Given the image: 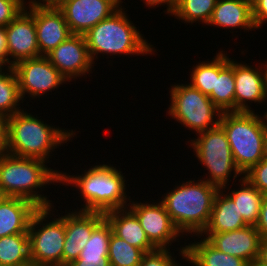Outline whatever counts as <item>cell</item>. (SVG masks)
I'll use <instances>...</instances> for the list:
<instances>
[{"mask_svg":"<svg viewBox=\"0 0 267 266\" xmlns=\"http://www.w3.org/2000/svg\"><path fill=\"white\" fill-rule=\"evenodd\" d=\"M264 115H265V118H266V122H267V112H265V113H264Z\"/></svg>","mask_w":267,"mask_h":266,"instance_id":"681fc988","label":"cell"},{"mask_svg":"<svg viewBox=\"0 0 267 266\" xmlns=\"http://www.w3.org/2000/svg\"><path fill=\"white\" fill-rule=\"evenodd\" d=\"M121 0H67L58 8L72 34L84 35L120 8Z\"/></svg>","mask_w":267,"mask_h":266,"instance_id":"7c38bea8","label":"cell"},{"mask_svg":"<svg viewBox=\"0 0 267 266\" xmlns=\"http://www.w3.org/2000/svg\"><path fill=\"white\" fill-rule=\"evenodd\" d=\"M244 175L261 193H267V158L264 157L256 165L251 167Z\"/></svg>","mask_w":267,"mask_h":266,"instance_id":"1f68e13d","label":"cell"},{"mask_svg":"<svg viewBox=\"0 0 267 266\" xmlns=\"http://www.w3.org/2000/svg\"><path fill=\"white\" fill-rule=\"evenodd\" d=\"M217 250L245 260L247 263L259 257L261 235L254 225L223 233H201Z\"/></svg>","mask_w":267,"mask_h":266,"instance_id":"e0dca14e","label":"cell"},{"mask_svg":"<svg viewBox=\"0 0 267 266\" xmlns=\"http://www.w3.org/2000/svg\"><path fill=\"white\" fill-rule=\"evenodd\" d=\"M219 190L214 198L210 219L202 233H223L247 226L232 199Z\"/></svg>","mask_w":267,"mask_h":266,"instance_id":"cb8c5ba5","label":"cell"},{"mask_svg":"<svg viewBox=\"0 0 267 266\" xmlns=\"http://www.w3.org/2000/svg\"><path fill=\"white\" fill-rule=\"evenodd\" d=\"M46 161L37 158L18 157L8 153L0 156V189L8 197L31 201L38 208L52 207L44 194H38L50 183H60L62 172L48 168ZM36 190V191H35Z\"/></svg>","mask_w":267,"mask_h":266,"instance_id":"6da1fadb","label":"cell"},{"mask_svg":"<svg viewBox=\"0 0 267 266\" xmlns=\"http://www.w3.org/2000/svg\"><path fill=\"white\" fill-rule=\"evenodd\" d=\"M247 266H267V264L262 262L259 258H256L248 262Z\"/></svg>","mask_w":267,"mask_h":266,"instance_id":"7bdbcfd3","label":"cell"},{"mask_svg":"<svg viewBox=\"0 0 267 266\" xmlns=\"http://www.w3.org/2000/svg\"><path fill=\"white\" fill-rule=\"evenodd\" d=\"M169 251L170 249H156L145 253L139 266H180Z\"/></svg>","mask_w":267,"mask_h":266,"instance_id":"d6a6232c","label":"cell"},{"mask_svg":"<svg viewBox=\"0 0 267 266\" xmlns=\"http://www.w3.org/2000/svg\"><path fill=\"white\" fill-rule=\"evenodd\" d=\"M144 254L143 250L131 246L112 232L108 251L110 266H139Z\"/></svg>","mask_w":267,"mask_h":266,"instance_id":"f546056e","label":"cell"},{"mask_svg":"<svg viewBox=\"0 0 267 266\" xmlns=\"http://www.w3.org/2000/svg\"><path fill=\"white\" fill-rule=\"evenodd\" d=\"M220 51L215 58V83L209 95L211 101L222 111H235L234 61Z\"/></svg>","mask_w":267,"mask_h":266,"instance_id":"ffe728a7","label":"cell"},{"mask_svg":"<svg viewBox=\"0 0 267 266\" xmlns=\"http://www.w3.org/2000/svg\"><path fill=\"white\" fill-rule=\"evenodd\" d=\"M144 3L146 4V6L148 7H153L155 5H167V14H171L173 13L174 11V8H175V5H176V0H143Z\"/></svg>","mask_w":267,"mask_h":266,"instance_id":"f35d334b","label":"cell"},{"mask_svg":"<svg viewBox=\"0 0 267 266\" xmlns=\"http://www.w3.org/2000/svg\"><path fill=\"white\" fill-rule=\"evenodd\" d=\"M8 72L0 73V115L11 117L15 113L22 111L20 105V92L17 76L12 67L5 69Z\"/></svg>","mask_w":267,"mask_h":266,"instance_id":"83f0119b","label":"cell"},{"mask_svg":"<svg viewBox=\"0 0 267 266\" xmlns=\"http://www.w3.org/2000/svg\"><path fill=\"white\" fill-rule=\"evenodd\" d=\"M219 190L205 180H189L167 192L161 202L181 234L193 233L199 237L209 222Z\"/></svg>","mask_w":267,"mask_h":266,"instance_id":"7a4b0ae2","label":"cell"},{"mask_svg":"<svg viewBox=\"0 0 267 266\" xmlns=\"http://www.w3.org/2000/svg\"><path fill=\"white\" fill-rule=\"evenodd\" d=\"M26 10L34 17L41 56H46L72 34L64 14L58 7L34 4Z\"/></svg>","mask_w":267,"mask_h":266,"instance_id":"5bb4252c","label":"cell"},{"mask_svg":"<svg viewBox=\"0 0 267 266\" xmlns=\"http://www.w3.org/2000/svg\"><path fill=\"white\" fill-rule=\"evenodd\" d=\"M8 57L12 58L10 67L22 60L40 57L36 37L34 17L23 10L6 27Z\"/></svg>","mask_w":267,"mask_h":266,"instance_id":"2e32d148","label":"cell"},{"mask_svg":"<svg viewBox=\"0 0 267 266\" xmlns=\"http://www.w3.org/2000/svg\"><path fill=\"white\" fill-rule=\"evenodd\" d=\"M217 0H176L172 15L184 23L209 22Z\"/></svg>","mask_w":267,"mask_h":266,"instance_id":"f1b7e54d","label":"cell"},{"mask_svg":"<svg viewBox=\"0 0 267 266\" xmlns=\"http://www.w3.org/2000/svg\"><path fill=\"white\" fill-rule=\"evenodd\" d=\"M124 178L122 172L115 167L99 164L89 168L88 171L85 170L82 176L61 173L60 183L80 189V196H83L81 198L85 202L80 211L105 214L108 211L128 207Z\"/></svg>","mask_w":267,"mask_h":266,"instance_id":"3957f363","label":"cell"},{"mask_svg":"<svg viewBox=\"0 0 267 266\" xmlns=\"http://www.w3.org/2000/svg\"><path fill=\"white\" fill-rule=\"evenodd\" d=\"M263 118L254 111L222 112L219 125L226 133L233 160L242 174L264 158Z\"/></svg>","mask_w":267,"mask_h":266,"instance_id":"8992f818","label":"cell"},{"mask_svg":"<svg viewBox=\"0 0 267 266\" xmlns=\"http://www.w3.org/2000/svg\"><path fill=\"white\" fill-rule=\"evenodd\" d=\"M3 67L6 68V66H4L2 63H0V73L2 72V70H4Z\"/></svg>","mask_w":267,"mask_h":266,"instance_id":"7dc6e473","label":"cell"},{"mask_svg":"<svg viewBox=\"0 0 267 266\" xmlns=\"http://www.w3.org/2000/svg\"><path fill=\"white\" fill-rule=\"evenodd\" d=\"M122 6L110 17L100 21L84 34L90 57L97 59L105 54H152L153 45L144 40L142 34L126 16ZM96 57V58H95Z\"/></svg>","mask_w":267,"mask_h":266,"instance_id":"5b68a950","label":"cell"},{"mask_svg":"<svg viewBox=\"0 0 267 266\" xmlns=\"http://www.w3.org/2000/svg\"><path fill=\"white\" fill-rule=\"evenodd\" d=\"M73 135V130L50 126L23 109L8 117L7 153L47 161L52 151Z\"/></svg>","mask_w":267,"mask_h":266,"instance_id":"277c9868","label":"cell"},{"mask_svg":"<svg viewBox=\"0 0 267 266\" xmlns=\"http://www.w3.org/2000/svg\"><path fill=\"white\" fill-rule=\"evenodd\" d=\"M264 157L267 158V122H266V128L264 133Z\"/></svg>","mask_w":267,"mask_h":266,"instance_id":"ee69618b","label":"cell"},{"mask_svg":"<svg viewBox=\"0 0 267 266\" xmlns=\"http://www.w3.org/2000/svg\"><path fill=\"white\" fill-rule=\"evenodd\" d=\"M255 227L259 231L262 238L267 237V193H264L261 211Z\"/></svg>","mask_w":267,"mask_h":266,"instance_id":"d590c367","label":"cell"},{"mask_svg":"<svg viewBox=\"0 0 267 266\" xmlns=\"http://www.w3.org/2000/svg\"><path fill=\"white\" fill-rule=\"evenodd\" d=\"M128 206L138 218L149 241L157 249H169L173 240L176 241V237H180L181 232L176 228L161 201L158 204H143L129 200Z\"/></svg>","mask_w":267,"mask_h":266,"instance_id":"8fae6325","label":"cell"},{"mask_svg":"<svg viewBox=\"0 0 267 266\" xmlns=\"http://www.w3.org/2000/svg\"><path fill=\"white\" fill-rule=\"evenodd\" d=\"M39 1V2H38ZM67 0H37L36 4L47 7H59ZM43 2V3H41Z\"/></svg>","mask_w":267,"mask_h":266,"instance_id":"60d3db41","label":"cell"},{"mask_svg":"<svg viewBox=\"0 0 267 266\" xmlns=\"http://www.w3.org/2000/svg\"><path fill=\"white\" fill-rule=\"evenodd\" d=\"M12 68L17 76L22 101L26 94L40 98L68 81L46 56L22 60Z\"/></svg>","mask_w":267,"mask_h":266,"instance_id":"30bf717a","label":"cell"},{"mask_svg":"<svg viewBox=\"0 0 267 266\" xmlns=\"http://www.w3.org/2000/svg\"><path fill=\"white\" fill-rule=\"evenodd\" d=\"M247 64L234 61L235 111H253L247 101L263 103L267 100L264 71ZM261 70V71H260Z\"/></svg>","mask_w":267,"mask_h":266,"instance_id":"ac0fdd59","label":"cell"},{"mask_svg":"<svg viewBox=\"0 0 267 266\" xmlns=\"http://www.w3.org/2000/svg\"><path fill=\"white\" fill-rule=\"evenodd\" d=\"M46 57L68 82L72 78L88 74L95 63L90 57L84 35L77 34H71Z\"/></svg>","mask_w":267,"mask_h":266,"instance_id":"4fadbf2b","label":"cell"},{"mask_svg":"<svg viewBox=\"0 0 267 266\" xmlns=\"http://www.w3.org/2000/svg\"><path fill=\"white\" fill-rule=\"evenodd\" d=\"M258 258L267 264V237L261 239Z\"/></svg>","mask_w":267,"mask_h":266,"instance_id":"ab89813d","label":"cell"},{"mask_svg":"<svg viewBox=\"0 0 267 266\" xmlns=\"http://www.w3.org/2000/svg\"><path fill=\"white\" fill-rule=\"evenodd\" d=\"M265 66L262 67L264 70V79H265V83H266V88H267V63L264 64ZM265 68V69H264Z\"/></svg>","mask_w":267,"mask_h":266,"instance_id":"bcb514c9","label":"cell"},{"mask_svg":"<svg viewBox=\"0 0 267 266\" xmlns=\"http://www.w3.org/2000/svg\"><path fill=\"white\" fill-rule=\"evenodd\" d=\"M198 135L197 139L191 140L190 145L198 161L200 160L209 171L210 176L208 178L206 176L203 180L219 189H226L232 171H234L233 179L243 174L235 165L225 131L218 125Z\"/></svg>","mask_w":267,"mask_h":266,"instance_id":"ba28073f","label":"cell"},{"mask_svg":"<svg viewBox=\"0 0 267 266\" xmlns=\"http://www.w3.org/2000/svg\"><path fill=\"white\" fill-rule=\"evenodd\" d=\"M10 60L8 58L6 30L5 27H0V63L10 67Z\"/></svg>","mask_w":267,"mask_h":266,"instance_id":"8d00e7d4","label":"cell"},{"mask_svg":"<svg viewBox=\"0 0 267 266\" xmlns=\"http://www.w3.org/2000/svg\"><path fill=\"white\" fill-rule=\"evenodd\" d=\"M65 215V241L62 266H68L80 256L94 228L105 218L100 212L76 211Z\"/></svg>","mask_w":267,"mask_h":266,"instance_id":"9a60e30c","label":"cell"},{"mask_svg":"<svg viewBox=\"0 0 267 266\" xmlns=\"http://www.w3.org/2000/svg\"><path fill=\"white\" fill-rule=\"evenodd\" d=\"M252 19L255 29L267 21V0H251Z\"/></svg>","mask_w":267,"mask_h":266,"instance_id":"e575fe53","label":"cell"},{"mask_svg":"<svg viewBox=\"0 0 267 266\" xmlns=\"http://www.w3.org/2000/svg\"><path fill=\"white\" fill-rule=\"evenodd\" d=\"M113 230L104 218L93 230L80 256L68 266H110L108 251Z\"/></svg>","mask_w":267,"mask_h":266,"instance_id":"603a6c76","label":"cell"},{"mask_svg":"<svg viewBox=\"0 0 267 266\" xmlns=\"http://www.w3.org/2000/svg\"><path fill=\"white\" fill-rule=\"evenodd\" d=\"M241 179L240 190H232L227 195L237 206L239 215L247 225H256L261 211V204L264 194L256 189L244 177Z\"/></svg>","mask_w":267,"mask_h":266,"instance_id":"484cf974","label":"cell"},{"mask_svg":"<svg viewBox=\"0 0 267 266\" xmlns=\"http://www.w3.org/2000/svg\"><path fill=\"white\" fill-rule=\"evenodd\" d=\"M51 208L53 209V207L38 208L32 215L28 227L30 259L31 263L37 266H62L65 214L45 223L46 219H49Z\"/></svg>","mask_w":267,"mask_h":266,"instance_id":"9c48e42d","label":"cell"},{"mask_svg":"<svg viewBox=\"0 0 267 266\" xmlns=\"http://www.w3.org/2000/svg\"><path fill=\"white\" fill-rule=\"evenodd\" d=\"M24 9L13 0H0V27H6Z\"/></svg>","mask_w":267,"mask_h":266,"instance_id":"836d02e7","label":"cell"},{"mask_svg":"<svg viewBox=\"0 0 267 266\" xmlns=\"http://www.w3.org/2000/svg\"><path fill=\"white\" fill-rule=\"evenodd\" d=\"M210 24L227 29L254 30L251 0H217L207 25Z\"/></svg>","mask_w":267,"mask_h":266,"instance_id":"7402d4cb","label":"cell"},{"mask_svg":"<svg viewBox=\"0 0 267 266\" xmlns=\"http://www.w3.org/2000/svg\"><path fill=\"white\" fill-rule=\"evenodd\" d=\"M38 207L29 200L8 197L0 204V238L14 234H28L32 215Z\"/></svg>","mask_w":267,"mask_h":266,"instance_id":"44dd1931","label":"cell"},{"mask_svg":"<svg viewBox=\"0 0 267 266\" xmlns=\"http://www.w3.org/2000/svg\"><path fill=\"white\" fill-rule=\"evenodd\" d=\"M170 96L171 105L168 108L170 117L186 128L196 131V134L219 125L222 111L209 96L193 88L189 83L172 85ZM215 116L218 119H214Z\"/></svg>","mask_w":267,"mask_h":266,"instance_id":"52a82bcc","label":"cell"},{"mask_svg":"<svg viewBox=\"0 0 267 266\" xmlns=\"http://www.w3.org/2000/svg\"><path fill=\"white\" fill-rule=\"evenodd\" d=\"M8 117L0 115V156L7 153Z\"/></svg>","mask_w":267,"mask_h":266,"instance_id":"74e56055","label":"cell"},{"mask_svg":"<svg viewBox=\"0 0 267 266\" xmlns=\"http://www.w3.org/2000/svg\"><path fill=\"white\" fill-rule=\"evenodd\" d=\"M26 266H37V265H34L33 263H30V264H28Z\"/></svg>","mask_w":267,"mask_h":266,"instance_id":"c3c4849f","label":"cell"},{"mask_svg":"<svg viewBox=\"0 0 267 266\" xmlns=\"http://www.w3.org/2000/svg\"><path fill=\"white\" fill-rule=\"evenodd\" d=\"M31 263L28 234L0 238V266H26Z\"/></svg>","mask_w":267,"mask_h":266,"instance_id":"4316f807","label":"cell"},{"mask_svg":"<svg viewBox=\"0 0 267 266\" xmlns=\"http://www.w3.org/2000/svg\"><path fill=\"white\" fill-rule=\"evenodd\" d=\"M105 218L110 223L113 233L131 246L145 253L157 248L149 241L136 215L127 208L108 211Z\"/></svg>","mask_w":267,"mask_h":266,"instance_id":"d6986e66","label":"cell"},{"mask_svg":"<svg viewBox=\"0 0 267 266\" xmlns=\"http://www.w3.org/2000/svg\"><path fill=\"white\" fill-rule=\"evenodd\" d=\"M13 1H15L16 3H18L24 10L27 9V7H30V6H32L34 4H36V0H31L28 3L29 5L26 7L25 6L26 5L25 0H13Z\"/></svg>","mask_w":267,"mask_h":266,"instance_id":"b9f144b4","label":"cell"},{"mask_svg":"<svg viewBox=\"0 0 267 266\" xmlns=\"http://www.w3.org/2000/svg\"><path fill=\"white\" fill-rule=\"evenodd\" d=\"M8 198V196L6 195V193L0 189V204L5 201Z\"/></svg>","mask_w":267,"mask_h":266,"instance_id":"f6af8a7d","label":"cell"},{"mask_svg":"<svg viewBox=\"0 0 267 266\" xmlns=\"http://www.w3.org/2000/svg\"><path fill=\"white\" fill-rule=\"evenodd\" d=\"M212 61H203L196 65L191 73V82L193 88L200 90L204 95L209 96L215 83V57Z\"/></svg>","mask_w":267,"mask_h":266,"instance_id":"4dcf8cb0","label":"cell"},{"mask_svg":"<svg viewBox=\"0 0 267 266\" xmlns=\"http://www.w3.org/2000/svg\"><path fill=\"white\" fill-rule=\"evenodd\" d=\"M180 248L179 254L193 266H247L245 260L217 250L205 238Z\"/></svg>","mask_w":267,"mask_h":266,"instance_id":"d4e9b609","label":"cell"}]
</instances>
